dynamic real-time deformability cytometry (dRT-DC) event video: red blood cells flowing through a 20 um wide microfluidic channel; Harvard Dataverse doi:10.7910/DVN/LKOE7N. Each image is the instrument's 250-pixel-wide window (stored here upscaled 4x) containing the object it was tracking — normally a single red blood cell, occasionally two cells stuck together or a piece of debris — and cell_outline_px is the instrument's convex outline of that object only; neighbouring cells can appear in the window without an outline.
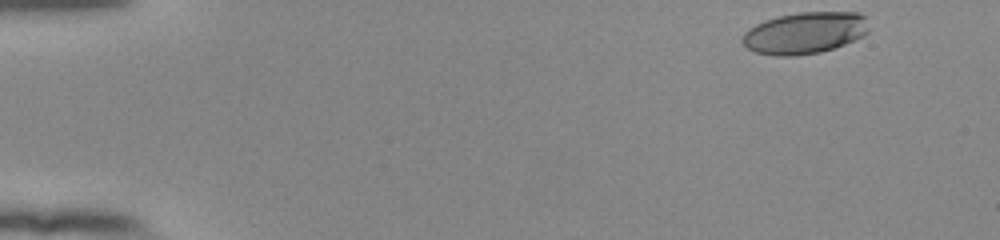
{"species": "human", "species_latin": "Homo sapiens", "temperature_condition": "room temperature", "stored_images_in_passage": 50, "camera_frame_rate_fps": 3000, "um_per_image_px": 0.085, "donor": {"sex": "female"}, "frame": {"image": 1, "passage_image": 1, "time_ms": 0.0, "image_size_px": [1000, 240], "cell_outline_px": [[868, 32], [864, 36], [844, 44], [820, 52], [796, 56], [776, 56], [756, 52], [748, 48], [740, 40], [744, 32], [748, 28], [764, 20], [780, 16], [800, 12], [860, 12], [864, 16], [868, 28]], "centroid_in_image_um": [68.39, 2.8], "position_along_channel_um": 16.6, "area_um2": 30.75}}
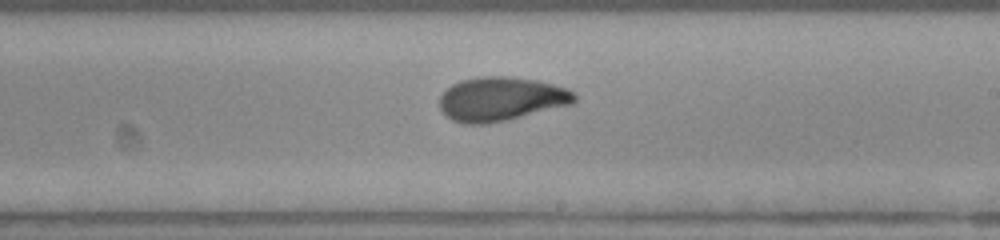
{"frame": {"image": 2, "passage_image": 29, "time_ms": 9.333, "image_size_px": [1000, 240], "cell_outline_px": [[576, 100], [572, 104], [488, 124], [464, 124], [452, 120], [440, 108], [440, 96], [452, 84], [460, 80], [480, 76], [508, 76], [536, 80], [568, 88], [576, 96]], "centroid_in_image_um": [42.58, 8.4], "position_along_channel_um": 246.4, "area_um2": 34.39}}
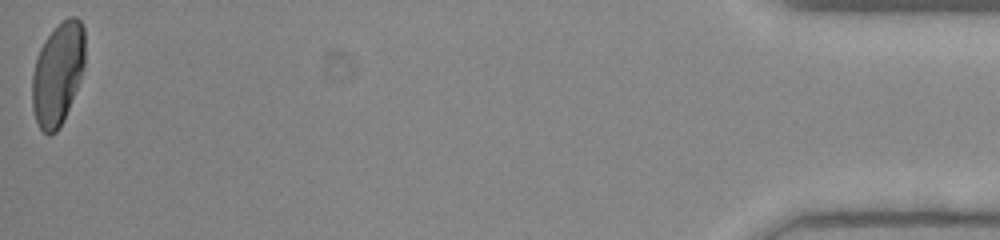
{"frame": {"image": 3, "passage_image": 50, "time_ms": 16.333, "image_size_px": [1000, 240], "cell_outline_px": [[84, 64], [80, 80], [64, 120], [56, 132], [48, 136], [40, 128], [36, 120], [32, 108], [32, 72], [40, 48], [44, 40], [68, 16], [76, 16], [80, 20], [84, 28]], "centroid_in_image_um": [4.91, 6.29], "position_along_channel_um": 430.3, "area_um2": 31.44}, "authors_computed_cell_mechanics": {"area_um2": 33.235, "velocity_mm_per_s": 3.8862, "shape_relaxation_time_tau1_ms": 5.9215, "shape_relaxation_time_tau2_ms": 1.3857, "deformation_change_tau1": 0.1875, "deformation_change_tau2": 0.0677}}